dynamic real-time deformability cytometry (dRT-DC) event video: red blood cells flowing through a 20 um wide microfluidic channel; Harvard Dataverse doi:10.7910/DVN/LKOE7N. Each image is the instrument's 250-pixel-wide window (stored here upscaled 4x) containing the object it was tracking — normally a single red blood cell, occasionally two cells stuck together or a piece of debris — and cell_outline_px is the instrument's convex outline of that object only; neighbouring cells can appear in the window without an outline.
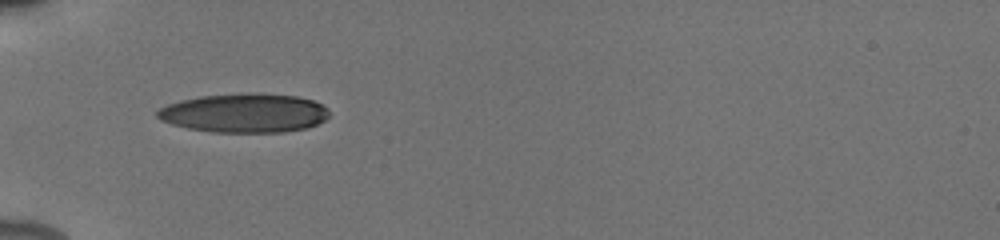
{"species": "human", "species_latin": "Homo sapiens", "temperature_condition": "cold", "stored_images_in_passage": 15, "camera_frame_rate_fps": 3000, "um_per_image_px": 0.085, "donor": {"sex": "male"}, "frame": {"image": 1, "passage_image": 12, "time_ms": 6.333, "image_size_px": [1000, 240], "cell_outline_px": [[328, 116], [324, 120], [308, 128], [284, 132], [212, 132], [188, 128], [172, 124], [160, 120], [156, 116], [156, 112], [160, 108], [168, 104], [180, 100], [200, 96], [240, 92], [296, 96], [312, 100], [324, 104], [328, 108]], "centroid_in_image_um": [20.77, 9.6], "position_along_channel_um": 64.2, "area_um2": 39.3}}
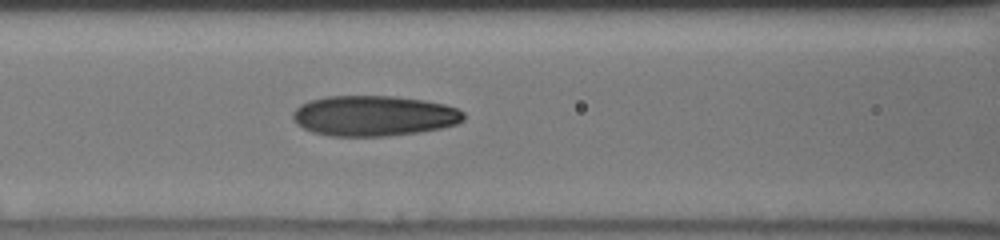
{"frame": {"image": 2, "passage_image": 15, "time_ms": 8.333, "image_size_px": [1000, 240], "cell_outline_px": [[464, 120], [456, 124], [440, 128], [420, 132], [384, 136], [332, 136], [312, 132], [296, 124], [292, 116], [292, 112], [300, 104], [324, 96], [396, 96], [424, 100], [444, 104], [456, 108], [464, 112]], "centroid_in_image_um": [31.77, 9.84], "position_along_channel_um": 134.8, "area_um2": 40.34}}